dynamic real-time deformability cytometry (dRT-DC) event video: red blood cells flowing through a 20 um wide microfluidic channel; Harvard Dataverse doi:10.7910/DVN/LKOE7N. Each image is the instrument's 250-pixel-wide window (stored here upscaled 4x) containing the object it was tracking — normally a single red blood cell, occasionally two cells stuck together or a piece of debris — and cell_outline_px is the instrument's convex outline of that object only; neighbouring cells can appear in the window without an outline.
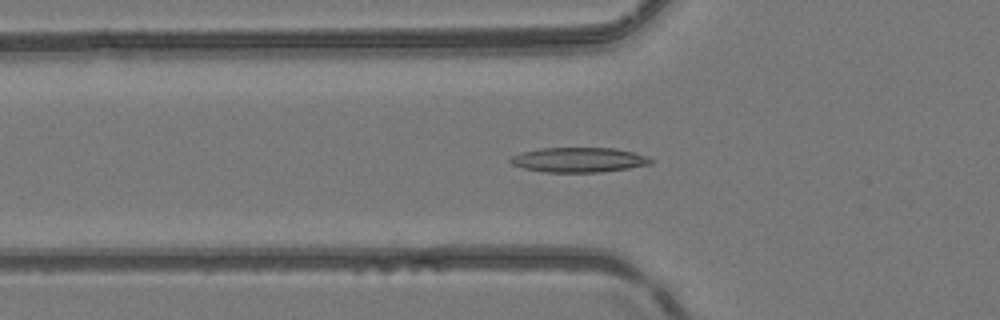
{"species": "common noctule bat (a hibernating species)", "species_latin": "Nyctalus noctula", "temperature_condition": "room temperature", "stored_images_in_passage": 49, "camera_frame_rate_fps": 3000, "um_per_image_px": 0.085, "animal": {"sex": "female", "body_mass_g": 24.6, "forearm_length_mm": 56.2}, "frame": {"image": 1, "passage_image": 17, "time_ms": 5.333, "image_size_px": [1000, 320], "cell_outline_px": [[652, 164], [628, 168], [600, 172], [544, 172], [524, 168], [512, 164], [508, 160], [512, 156], [520, 152], [540, 148], [616, 148], [648, 156], [652, 160]], "centroid_in_image_um": [49.18, 13.58], "position_along_channel_um": 76.6, "area_um2": 20.29}}
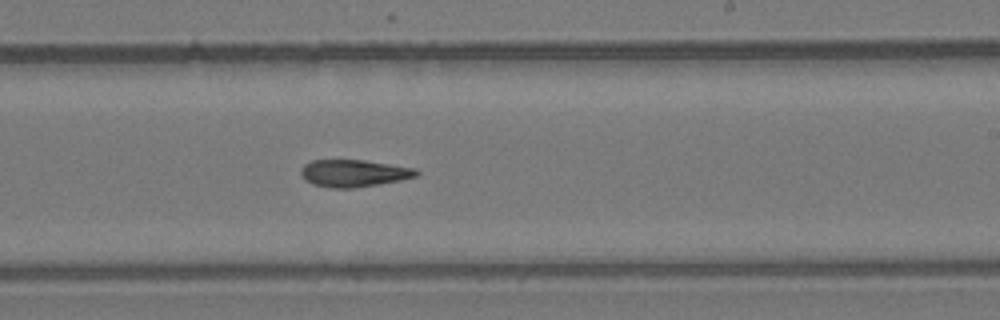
{"frame": {"image": 2, "passage_image": 30, "time_ms": 9.667, "image_size_px": [1000, 320], "cell_outline_px": [[420, 172], [416, 176], [400, 180], [380, 184], [352, 188], [332, 188], [312, 184], [300, 172], [300, 168], [304, 164], [312, 160], [364, 160], [416, 168]], "centroid_in_image_um": [30.09, 14.72], "position_along_channel_um": 258.9, "area_um2": 18.21}}
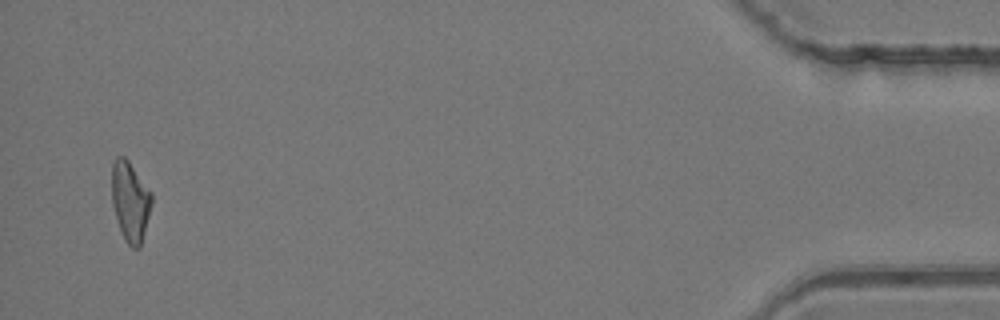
{"frame": {"image": 3, "passage_image": 48, "time_ms": 15.667, "image_size_px": [1000, 320], "cell_outline_px": [[152, 204], [140, 248], [132, 248], [124, 240], [112, 204], [112, 164], [116, 156], [124, 156], [128, 160], [152, 192]], "centroid_in_image_um": [11.08, 17.1], "position_along_channel_um": 424.1, "area_um2": 18.55}, "authors_computed_cell_mechanics": {"area_um2": 18.8428, "velocity_mm_per_s": 4.1975, "shape_relaxation_time_tau1_ms": null, "shape_relaxation_time_tau2_ms": 7.922, "deformation_change_tau1": null, "deformation_change_tau2": 0.2233}}